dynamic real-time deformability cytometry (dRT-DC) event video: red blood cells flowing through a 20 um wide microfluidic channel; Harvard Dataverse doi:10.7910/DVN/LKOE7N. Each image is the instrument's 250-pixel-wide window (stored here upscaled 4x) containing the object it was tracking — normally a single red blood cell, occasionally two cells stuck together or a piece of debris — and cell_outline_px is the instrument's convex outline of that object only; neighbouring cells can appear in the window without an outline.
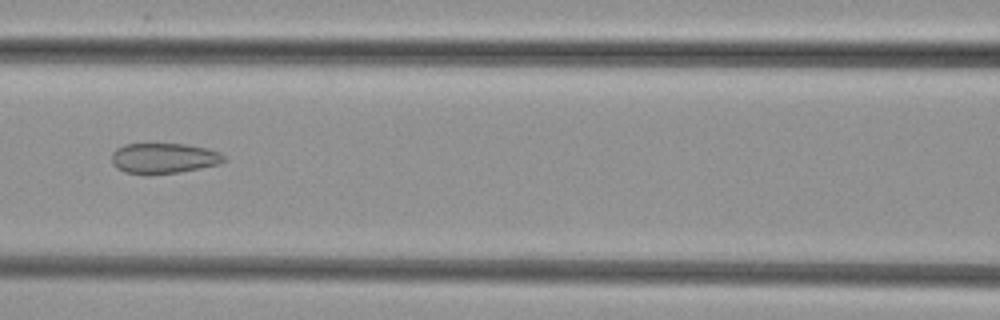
{"species": "common noctule bat (a hibernating species)", "species_latin": "Nyctalus noctula", "temperature_condition": "cold", "stored_images_in_passage": 45, "camera_frame_rate_fps": 3000, "um_per_image_px": 0.085, "animal": {"sex": "female", "body_mass_g": 29.2, "forearm_length_mm": 56.3}, "frame": {"image": 1, "passage_image": 16, "time_ms": 5.0, "image_size_px": [1000, 320], "cell_outline_px": [[228, 160], [220, 164], [180, 172], [148, 176], [144, 176], [124, 172], [116, 168], [112, 164], [112, 152], [116, 148], [124, 144], [184, 144], [208, 148], [220, 152]], "centroid_in_image_um": [13.9, 13.47], "position_along_channel_um": 152.7, "area_um2": 20.46}}
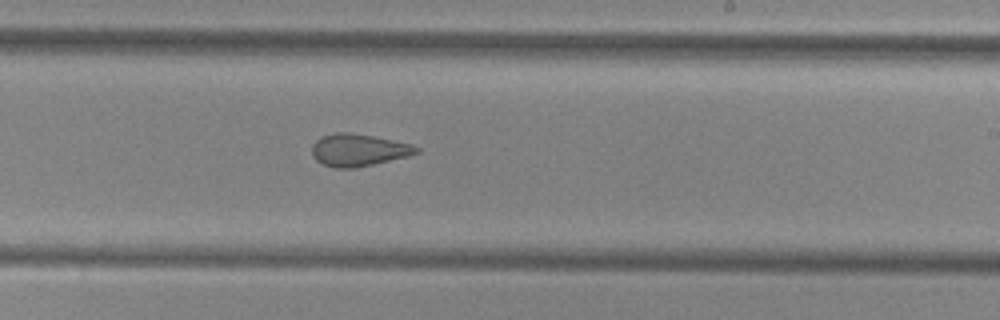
{"frame": {"image": 2, "passage_image": 24, "time_ms": 7.667, "image_size_px": [1000, 320], "cell_outline_px": [[420, 152], [408, 156], [356, 168], [336, 168], [324, 164], [316, 160], [312, 156], [312, 144], [320, 136], [336, 132], [348, 132], [372, 136], [392, 140], [408, 144], [420, 148]], "centroid_in_image_um": [30.43, 12.75], "position_along_channel_um": 258.6, "area_um2": 19.54}}
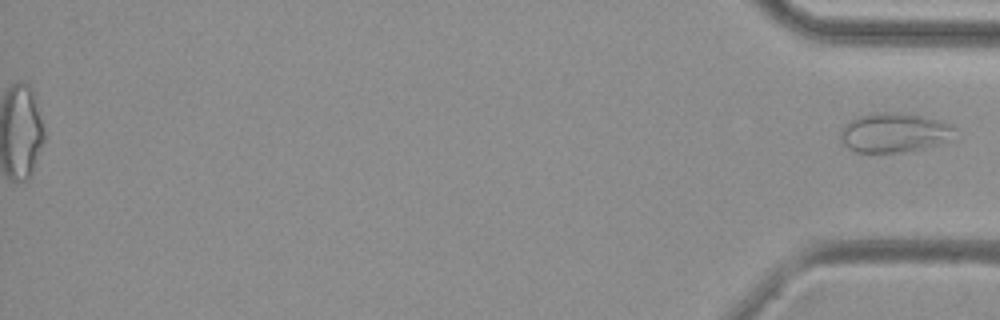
{"frame": {"image": 3, "passage_image": 45, "time_ms": 14.667, "image_size_px": [1000, 320], "cell_outline_px": [[956, 140], [924, 148], [904, 152], [856, 152], [848, 148], [840, 140], [840, 132], [844, 124], [860, 116], [880, 112], [896, 112], [928, 116], [952, 124], [956, 128]], "centroid_in_image_um": [76.1, 11.27], "position_along_channel_um": 359.1, "area_um2": 26.88}}